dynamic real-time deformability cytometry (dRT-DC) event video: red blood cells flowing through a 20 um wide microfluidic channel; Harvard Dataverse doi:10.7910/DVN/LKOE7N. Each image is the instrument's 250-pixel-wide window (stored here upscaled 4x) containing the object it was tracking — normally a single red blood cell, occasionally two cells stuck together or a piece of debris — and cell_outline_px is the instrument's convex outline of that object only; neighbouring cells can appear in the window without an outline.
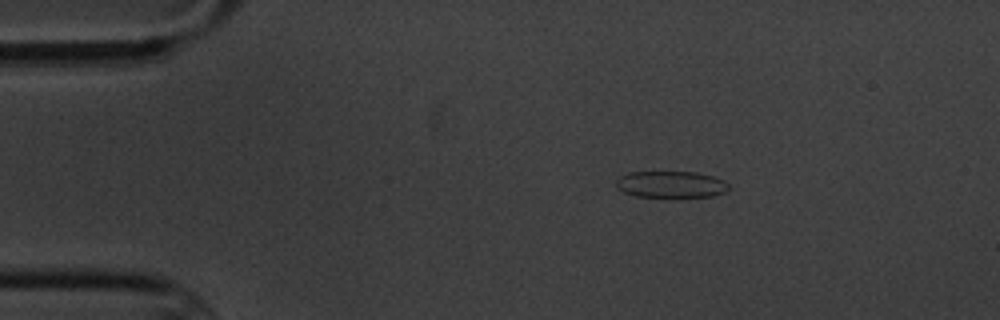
{"species": "common noctule bat (a hibernating species)", "species_latin": "Nyctalus noctula", "temperature_condition": "cold", "stored_images_in_passage": 3, "camera_frame_rate_fps": 3000, "um_per_image_px": 0.085, "animal": {"sex": "male", "body_mass_g": 20.1, "forearm_length_mm": 53.5}, "frame": {"image": 1, "passage_image": 1, "time_ms": 0.0, "image_size_px": [1000, 320], "cell_outline_px": [[728, 188], [724, 192], [712, 196], [680, 200], [636, 196], [624, 192], [616, 188], [616, 180], [620, 176], [628, 172], [696, 172], [712, 176], [724, 180], [728, 184]], "centroid_in_image_um": [57.03, 15.72], "position_along_channel_um": 28.0, "area_um2": 18.32}}
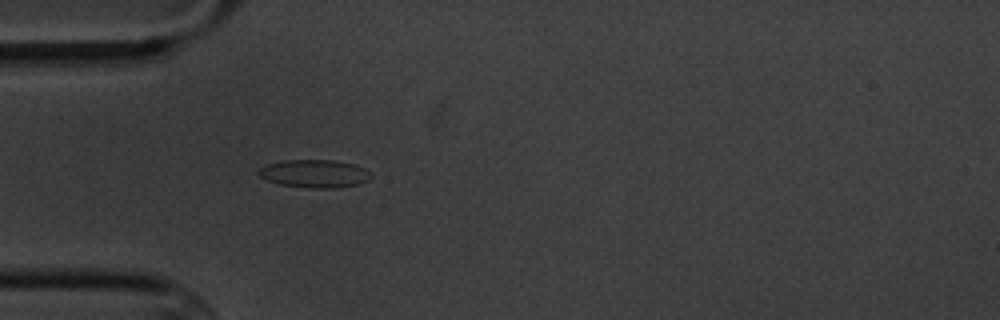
{"frame": {"image": 2, "passage_image": 3, "time_ms": 2.333, "image_size_px": [1000, 320], "cell_outline_px": [[372, 176], [368, 180], [360, 184], [336, 188], [312, 188], [280, 184], [268, 180], [260, 176], [256, 172], [260, 168], [268, 164], [284, 160], [336, 160], [356, 164], [372, 172]], "centroid_in_image_um": [26.79, 14.75], "position_along_channel_um": 58.2, "area_um2": 18.44}}